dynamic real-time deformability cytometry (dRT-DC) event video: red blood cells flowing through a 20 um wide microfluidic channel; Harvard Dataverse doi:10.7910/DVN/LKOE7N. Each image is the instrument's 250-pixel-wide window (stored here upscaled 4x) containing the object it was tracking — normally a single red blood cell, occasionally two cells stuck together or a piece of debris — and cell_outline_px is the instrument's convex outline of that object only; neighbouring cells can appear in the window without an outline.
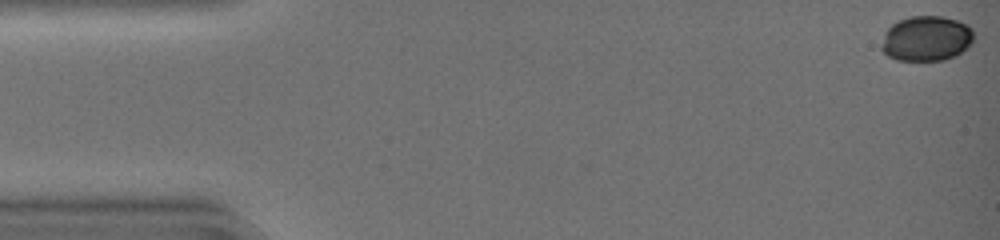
{"species": "common noctule bat (a hibernating species)", "species_latin": "Nyctalus noctula", "temperature_condition": "warm", "stored_images_in_passage": 33, "camera_frame_rate_fps": 3000, "um_per_image_px": 0.085, "animal": {"sex": "female", "body_mass_g": 19.0, "forearm_length_mm": 51.5}, "frame": {"image": 1, "passage_image": 1, "time_ms": 0.0, "image_size_px": [1000, 240], "cell_outline_px": [[972, 44], [968, 48], [956, 56], [944, 60], [896, 60], [888, 56], [880, 48], [884, 32], [892, 24], [900, 20], [912, 16], [940, 16], [956, 20], [968, 24], [972, 28]], "centroid_in_image_um": [78.74, 3.28], "position_along_channel_um": 6.3, "area_um2": 24.45}}
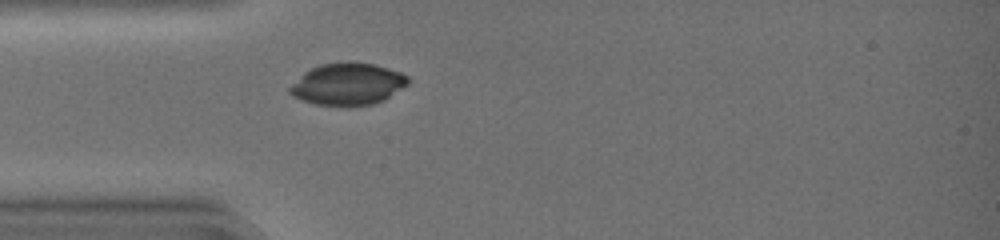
{"frame": {"image": 2, "passage_image": 14, "time_ms": 4.333, "image_size_px": [1000, 240], "cell_outline_px": [[408, 84], [384, 100], [372, 104], [348, 108], [316, 104], [292, 96], [288, 92], [288, 88], [304, 72], [320, 64], [372, 64], [388, 68], [400, 72], [408, 76]], "centroid_in_image_um": [29.55, 7.2], "position_along_channel_um": 55.5, "area_um2": 28.61}}
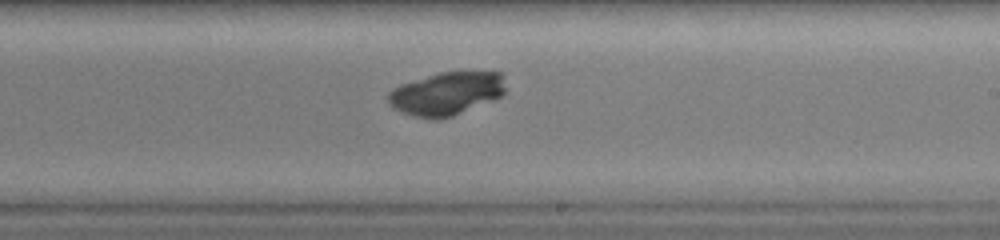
{"frame": {"image": 3, "passage_image": 28, "time_ms": 9.0, "image_size_px": [1000, 240], "cell_outline_px": [[504, 92], [500, 96], [492, 100], [452, 116], [440, 120], [432, 120], [412, 116], [392, 108], [388, 104], [388, 92], [392, 88], [400, 84], [440, 72], [500, 72], [504, 76]], "centroid_in_image_um": [37.89, 7.97], "position_along_channel_um": 251.1, "area_um2": 29.59}}